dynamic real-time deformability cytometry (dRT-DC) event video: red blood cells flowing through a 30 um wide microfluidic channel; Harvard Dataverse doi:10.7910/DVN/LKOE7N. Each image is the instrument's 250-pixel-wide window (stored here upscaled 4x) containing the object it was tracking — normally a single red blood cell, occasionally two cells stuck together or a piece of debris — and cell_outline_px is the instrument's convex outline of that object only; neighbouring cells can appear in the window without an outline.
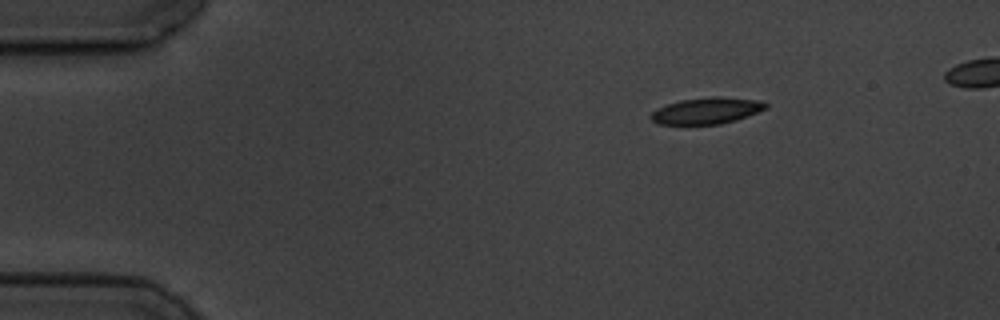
{"species": "common noctule bat (a hibernating species)", "species_latin": "Nyctalus noctula", "temperature_condition": "cold", "stored_images_in_passage": 4, "camera_frame_rate_fps": 3000, "um_per_image_px": 0.085, "animal": {"sex": "male", "body_mass_g": 19.5, "forearm_length_mm": 54.6}, "frame": {"image": 1, "passage_image": 1, "time_ms": 0.0, "image_size_px": [1000, 320], "cell_outline_px": [[768, 108], [736, 120], [720, 124], [656, 124], [648, 116], [652, 112], [668, 104], [680, 100], [712, 96], [720, 96], [756, 100], [768, 104]], "centroid_in_image_um": [60.06, 9.41], "position_along_channel_um": 24.9, "area_um2": 17.57}}